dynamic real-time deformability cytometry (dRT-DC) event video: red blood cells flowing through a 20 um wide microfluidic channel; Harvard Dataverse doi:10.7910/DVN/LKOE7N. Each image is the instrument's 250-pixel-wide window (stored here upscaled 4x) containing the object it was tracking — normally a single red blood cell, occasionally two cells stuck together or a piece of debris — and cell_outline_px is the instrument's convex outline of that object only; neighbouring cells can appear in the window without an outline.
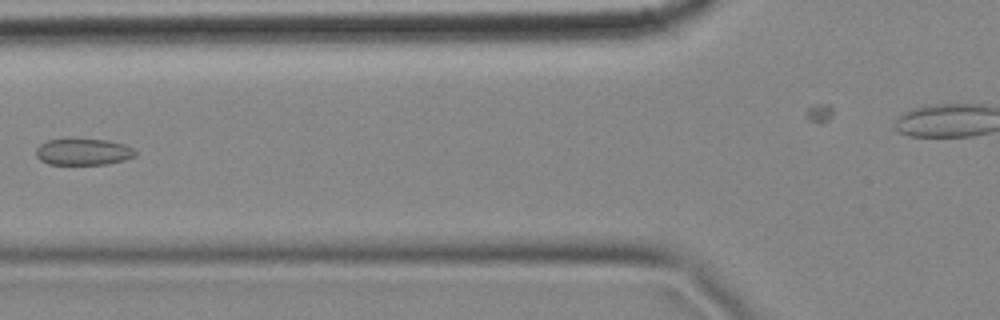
{"species": "common noctule bat (a hibernating species)", "species_latin": "Nyctalus noctula", "temperature_condition": "cold", "stored_images_in_passage": 9, "camera_frame_rate_fps": 3000, "um_per_image_px": 0.085, "animal": {"sex": "female", "body_mass_g": 18.4}, "frame": {"image": 1, "passage_image": 6, "time_ms": 1.667, "image_size_px": [1000, 320], "cell_outline_px": [[136, 156], [124, 160], [104, 164], [48, 164], [40, 160], [36, 156], [36, 148], [40, 144], [48, 140], [68, 136], [72, 136], [108, 140], [124, 144], [132, 148], [136, 152]], "centroid_in_image_um": [7.04, 12.85], "position_along_channel_um": 118.8, "area_um2": 16.01}}
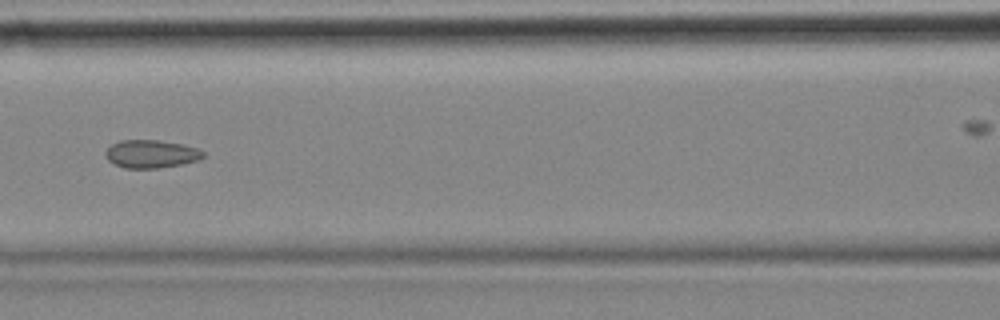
{"frame": {"image": 2, "passage_image": 7, "time_ms": 2.0, "image_size_px": [1000, 320], "cell_outline_px": [[204, 156], [200, 160], [180, 164], [156, 168], [124, 168], [108, 160], [104, 152], [112, 144], [120, 140], [156, 140], [184, 144], [196, 148], [204, 152]], "centroid_in_image_um": [12.85, 13.08], "position_along_channel_um": 153.8, "area_um2": 15.84}}
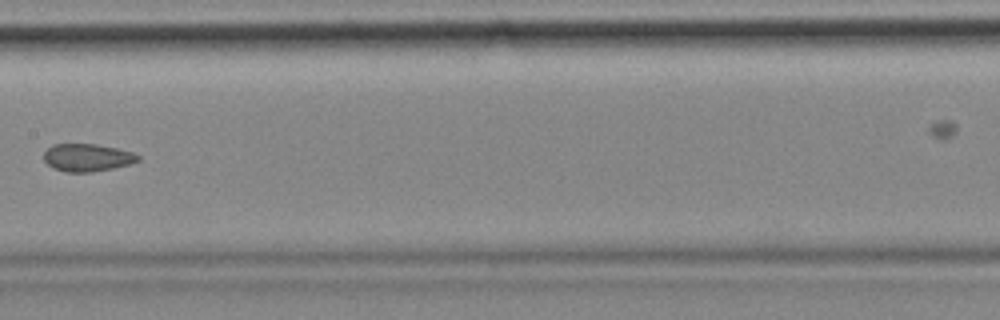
{"frame": {"image": 3, "passage_image": 8, "time_ms": 2.333, "image_size_px": [1000, 320], "cell_outline_px": [[140, 160], [128, 164], [112, 168], [92, 172], [68, 172], [52, 168], [44, 160], [44, 152], [52, 144], [96, 144], [116, 148], [132, 152], [140, 156]], "centroid_in_image_um": [7.4, 13.39], "position_along_channel_um": 200.0, "area_um2": 15.09}}